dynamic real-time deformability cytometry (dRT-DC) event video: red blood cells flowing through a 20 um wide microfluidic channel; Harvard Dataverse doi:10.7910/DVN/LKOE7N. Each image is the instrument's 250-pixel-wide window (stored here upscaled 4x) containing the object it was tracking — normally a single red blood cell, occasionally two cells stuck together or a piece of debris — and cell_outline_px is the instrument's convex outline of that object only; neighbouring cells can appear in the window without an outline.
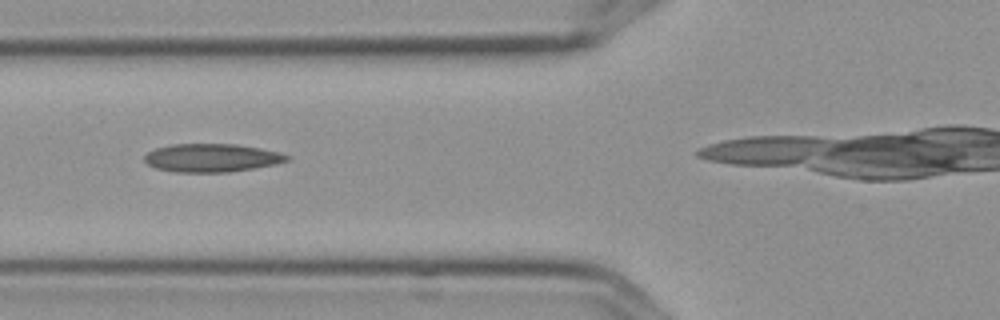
{"species": "Egyptian fruit bat (a non-hibernating species)", "species_latin": "Rousettus aegyptiacus", "temperature_condition": "cold", "stored_images_in_passage": 4, "camera_frame_rate_fps": 3000, "um_per_image_px": 0.085, "frame": {"image": 1, "passage_image": 3, "time_ms": 0.667, "image_size_px": [1000, 320], "cell_outline_px": [[288, 160], [272, 164], [252, 168], [228, 172], [176, 172], [156, 168], [148, 164], [144, 160], [144, 156], [148, 152], [156, 148], [172, 144], [236, 144], [260, 148], [276, 152], [288, 156]], "centroid_in_image_um": [17.92, 13.41], "position_along_channel_um": 107.9, "area_um2": 23.06}}